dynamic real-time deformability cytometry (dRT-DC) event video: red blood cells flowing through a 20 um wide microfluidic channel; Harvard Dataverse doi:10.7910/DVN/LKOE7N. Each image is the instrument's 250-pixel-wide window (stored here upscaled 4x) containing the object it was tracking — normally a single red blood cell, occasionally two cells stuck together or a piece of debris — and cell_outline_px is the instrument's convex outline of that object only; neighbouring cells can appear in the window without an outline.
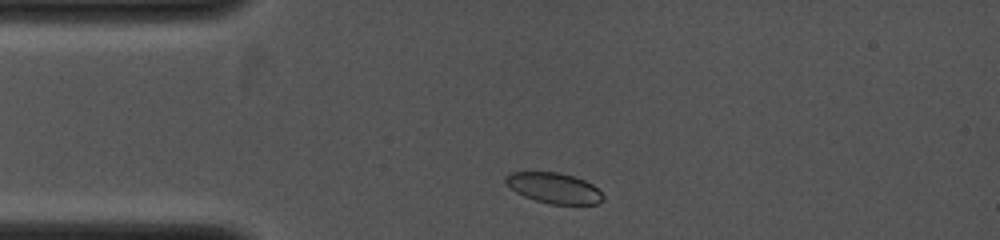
{"species": "common noctule bat (a hibernating species)", "species_latin": "Nyctalus noctula", "temperature_condition": "cold", "stored_images_in_passage": 22, "camera_frame_rate_fps": 4000, "um_per_image_px": 0.085, "animal": {"sex": "female", "body_mass_g": 19.0, "forearm_length_mm": 53.3}, "frame": {"image": 1, "passage_image": 2, "time_ms": 0.5, "image_size_px": [1000, 240], "cell_outline_px": [[604, 200], [596, 204], [552, 204], [536, 200], [524, 196], [516, 192], [504, 180], [504, 176], [512, 172], [560, 172], [584, 180], [592, 184], [604, 196]], "centroid_in_image_um": [47.09, 15.98], "position_along_channel_um": 37.9, "area_um2": 17.17}}
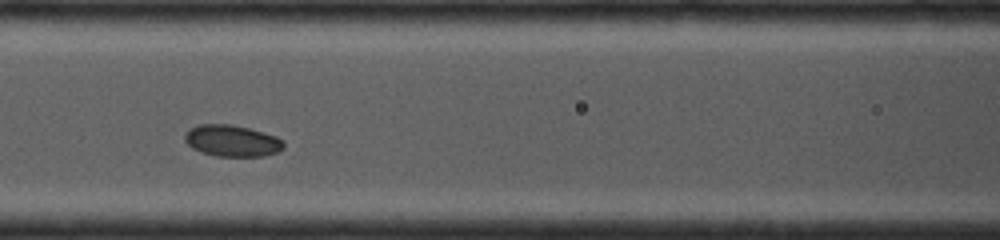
{"frame": {"image": 2, "passage_image": 11, "time_ms": 3.25, "image_size_px": [1000, 240], "cell_outline_px": [[284, 148], [280, 152], [264, 156], [216, 156], [200, 152], [192, 148], [184, 140], [184, 136], [192, 128], [200, 124], [232, 124], [248, 128], [276, 136], [284, 140]], "centroid_in_image_um": [19.76, 11.98], "position_along_channel_um": 146.8, "area_um2": 18.21}}
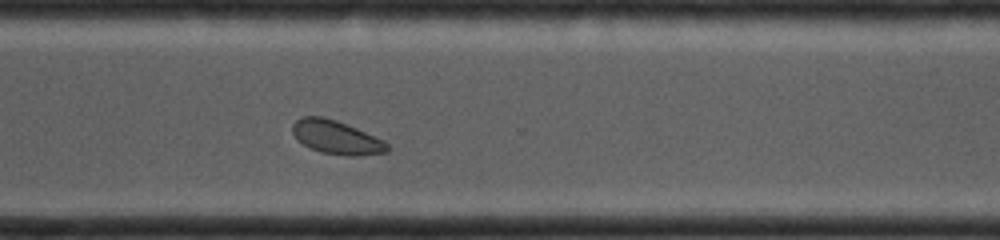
{"frame": {"image": 3, "passage_image": 22, "time_ms": 7.25, "image_size_px": [1000, 240], "cell_outline_px": [[392, 148], [388, 152], [356, 156], [348, 156], [320, 152], [308, 148], [292, 132], [292, 124], [296, 120], [304, 116], [324, 116], [336, 120], [356, 128], [384, 140]], "centroid_in_image_um": [28.62, 11.68], "position_along_channel_um": 342.0, "area_um2": 18.61}}